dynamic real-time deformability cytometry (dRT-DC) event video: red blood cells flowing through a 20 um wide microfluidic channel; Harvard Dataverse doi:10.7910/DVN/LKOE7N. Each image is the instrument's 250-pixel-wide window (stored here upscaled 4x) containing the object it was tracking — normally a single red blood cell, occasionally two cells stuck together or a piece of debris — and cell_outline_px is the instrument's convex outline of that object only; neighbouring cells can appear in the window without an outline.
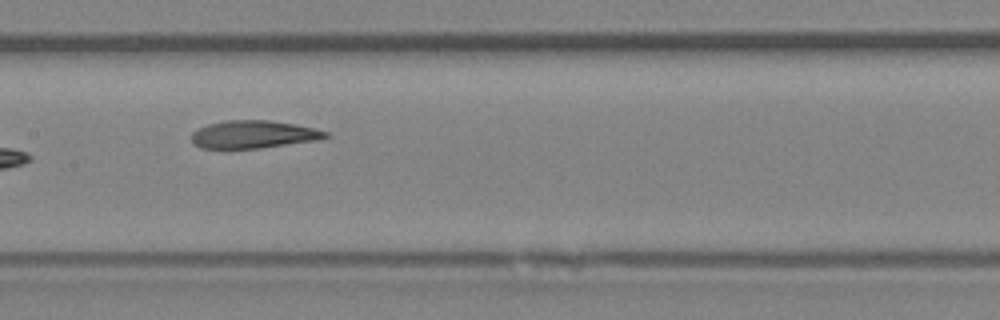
{"species": "Egyptian fruit bat (a non-hibernating species)", "species_latin": "Rousettus aegyptiacus", "temperature_condition": "room temperature", "stored_images_in_passage": 9, "camera_frame_rate_fps": 3000, "um_per_image_px": 0.085, "animal": {"sex": "female"}, "frame": {"image": 1, "passage_image": 6, "time_ms": 6.0, "image_size_px": [1000, 320], "cell_outline_px": [[332, 136], [320, 140], [260, 148], [200, 148], [192, 144], [192, 132], [208, 124], [224, 120], [268, 120], [296, 124], [328, 132]], "centroid_in_image_um": [21.57, 11.42], "position_along_channel_um": 185.8, "area_um2": 21.79}}
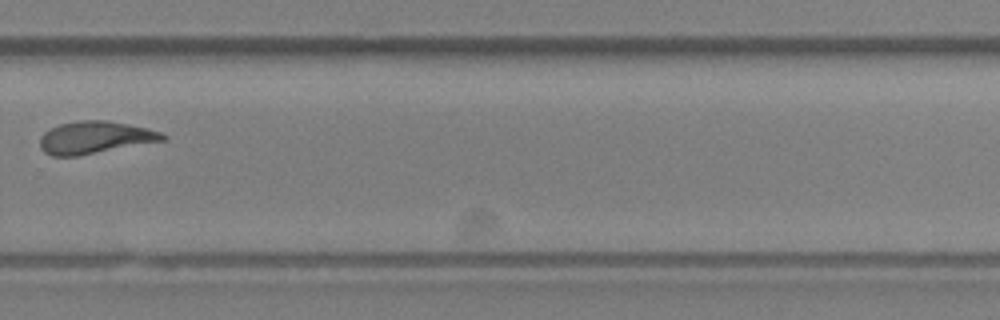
{"frame": {"image": 2, "passage_image": 9, "time_ms": 9.333, "image_size_px": [1000, 320], "cell_outline_px": [[168, 136], [164, 140], [76, 156], [52, 156], [44, 152], [40, 148], [40, 136], [48, 128], [60, 124], [76, 120], [108, 120], [148, 128], [160, 132]], "centroid_in_image_um": [8.03, 11.67], "position_along_channel_um": 321.8, "area_um2": 23.12}}